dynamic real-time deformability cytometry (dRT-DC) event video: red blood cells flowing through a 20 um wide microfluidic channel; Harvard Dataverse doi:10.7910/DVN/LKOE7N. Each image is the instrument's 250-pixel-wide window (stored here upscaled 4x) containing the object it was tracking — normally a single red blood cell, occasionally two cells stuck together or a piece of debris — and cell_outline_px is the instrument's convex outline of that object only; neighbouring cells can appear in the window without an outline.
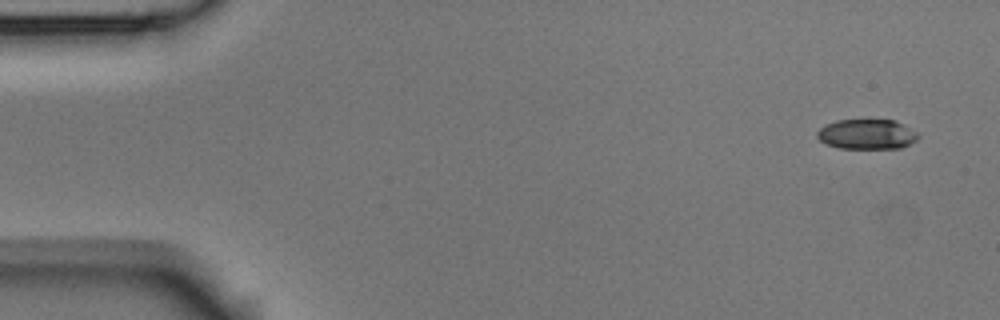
{"species": "Egyptian fruit bat (a non-hibernating species)", "species_latin": "Rousettus aegyptiacus", "temperature_condition": "room temperature", "stored_images_in_passage": 10, "camera_frame_rate_fps": 3000, "um_per_image_px": 0.085, "animal": {"sex": "male"}, "frame": {"image": 1, "passage_image": 1, "time_ms": 0.0, "image_size_px": [1000, 320], "cell_outline_px": [[920, 136], [916, 140], [900, 148], [840, 148], [828, 144], [820, 140], [816, 136], [816, 132], [824, 124], [836, 120], [896, 120], [904, 124], [916, 132]], "centroid_in_image_um": [73.67, 11.4], "position_along_channel_um": 11.3, "area_um2": 17.63}}
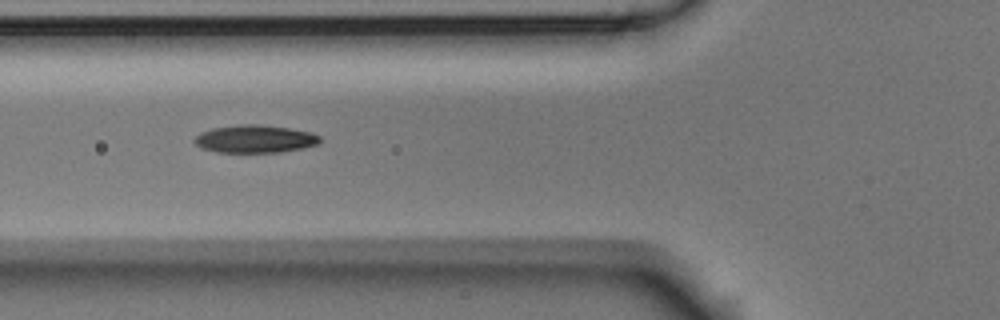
{"frame": {"image": 2, "passage_image": 6, "time_ms": 1.667, "image_size_px": [1000, 320], "cell_outline_px": [[320, 140], [316, 144], [304, 148], [280, 152], [216, 152], [204, 148], [196, 144], [192, 140], [200, 132], [212, 128], [240, 124], [260, 124], [288, 128], [312, 132], [320, 136]], "centroid_in_image_um": [21.66, 11.8], "position_along_channel_um": 104.1, "area_um2": 20.29}}
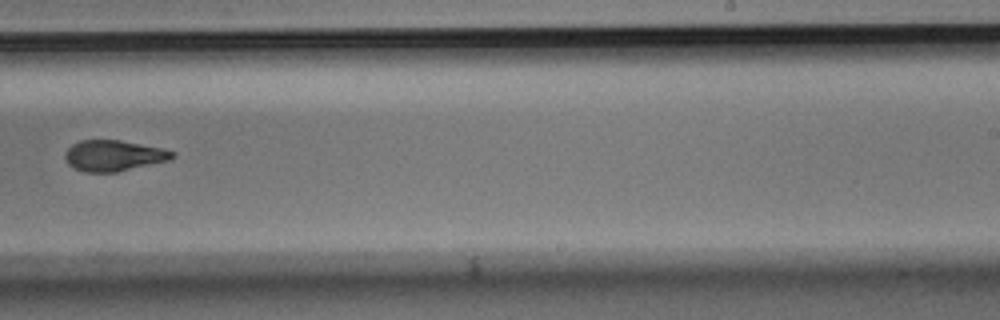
{"frame": {"image": 3, "passage_image": 10, "time_ms": 3.0, "image_size_px": [1000, 320], "cell_outline_px": [[176, 156], [172, 160], [116, 172], [84, 172], [68, 164], [64, 160], [64, 156], [68, 148], [72, 144], [80, 140], [120, 140], [164, 148], [176, 152]], "centroid_in_image_um": [9.7, 13.22], "position_along_channel_um": 279.3, "area_um2": 19.54}}